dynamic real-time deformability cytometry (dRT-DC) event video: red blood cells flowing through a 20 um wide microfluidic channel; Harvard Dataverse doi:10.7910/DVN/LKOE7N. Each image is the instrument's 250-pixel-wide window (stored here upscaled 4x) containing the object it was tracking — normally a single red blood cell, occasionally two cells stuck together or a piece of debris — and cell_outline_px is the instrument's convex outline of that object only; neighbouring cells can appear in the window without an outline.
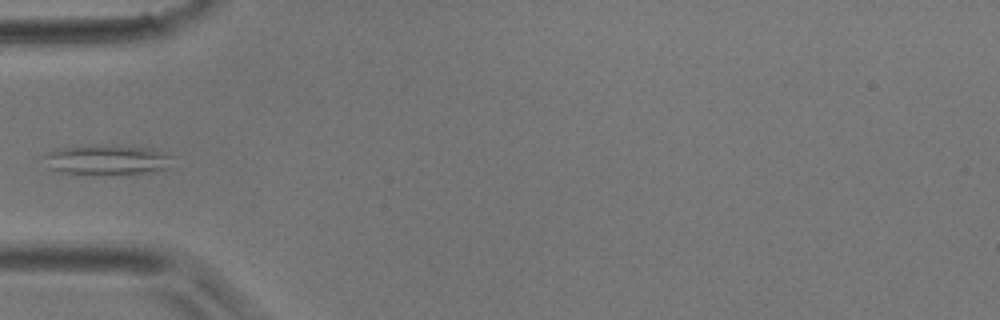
{"species": "common noctule bat (a hibernating species)", "species_latin": "Nyctalus noctula", "temperature_condition": "room temperature", "stored_images_in_passage": 4, "camera_frame_rate_fps": 3000, "um_per_image_px": 0.085, "animal": {"sex": "male", "body_mass_g": 17.9}, "frame": {"image": 1, "passage_image": 4, "time_ms": 1.0, "image_size_px": [1000, 320], "cell_outline_px": [[172, 156], [168, 168], [156, 172], [128, 176], [96, 176], [56, 172], [40, 156], [56, 148], [80, 144], [112, 144], [152, 148], [164, 152]], "centroid_in_image_um": [9.08, 13.6], "position_along_channel_um": 75.9, "area_um2": 24.28}}